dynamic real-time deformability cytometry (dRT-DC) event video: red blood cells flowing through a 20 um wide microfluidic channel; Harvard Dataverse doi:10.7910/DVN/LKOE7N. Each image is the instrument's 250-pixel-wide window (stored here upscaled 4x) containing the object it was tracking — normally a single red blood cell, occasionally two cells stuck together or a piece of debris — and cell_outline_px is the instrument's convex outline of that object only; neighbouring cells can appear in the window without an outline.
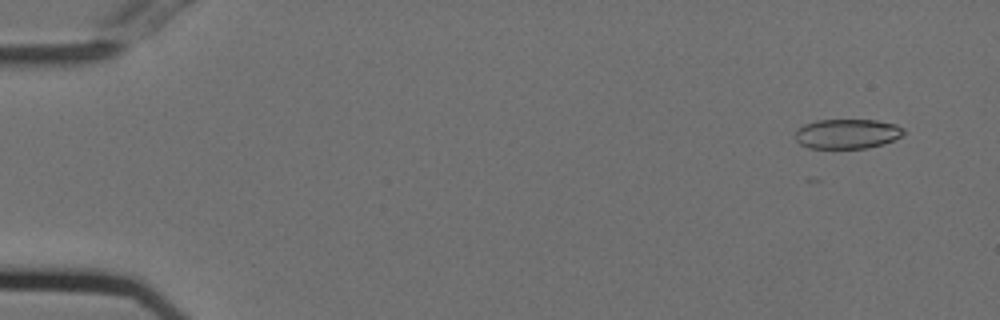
{"species": "Egyptian fruit bat (a non-hibernating species)", "species_latin": "Rousettus aegyptiacus", "temperature_condition": "cold", "stored_images_in_passage": 9, "camera_frame_rate_fps": 3000, "um_per_image_px": 0.085, "animal": {"sex": "female"}, "frame": {"image": 1, "passage_image": 4, "time_ms": 1.0, "image_size_px": [1000, 320], "cell_outline_px": [[904, 132], [900, 136], [884, 144], [868, 148], [808, 148], [800, 144], [796, 140], [796, 132], [804, 124], [816, 120], [876, 120], [896, 124], [904, 128]], "centroid_in_image_um": [72.02, 11.37], "position_along_channel_um": 13.0, "area_um2": 18.73}}